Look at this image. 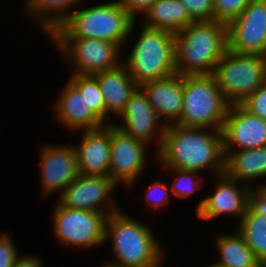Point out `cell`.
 Masks as SVG:
<instances>
[{
    "instance_id": "obj_1",
    "label": "cell",
    "mask_w": 266,
    "mask_h": 267,
    "mask_svg": "<svg viewBox=\"0 0 266 267\" xmlns=\"http://www.w3.org/2000/svg\"><path fill=\"white\" fill-rule=\"evenodd\" d=\"M204 128L169 123L163 135V143L157 153L158 160L166 168L199 172L212 168L217 176L224 174L225 156L222 132H203Z\"/></svg>"
},
{
    "instance_id": "obj_2",
    "label": "cell",
    "mask_w": 266,
    "mask_h": 267,
    "mask_svg": "<svg viewBox=\"0 0 266 267\" xmlns=\"http://www.w3.org/2000/svg\"><path fill=\"white\" fill-rule=\"evenodd\" d=\"M228 49L227 24L192 22L175 35V72L180 75L213 74Z\"/></svg>"
},
{
    "instance_id": "obj_3",
    "label": "cell",
    "mask_w": 266,
    "mask_h": 267,
    "mask_svg": "<svg viewBox=\"0 0 266 267\" xmlns=\"http://www.w3.org/2000/svg\"><path fill=\"white\" fill-rule=\"evenodd\" d=\"M135 19L119 0L72 12L57 26L51 38H94L120 48L134 27Z\"/></svg>"
},
{
    "instance_id": "obj_4",
    "label": "cell",
    "mask_w": 266,
    "mask_h": 267,
    "mask_svg": "<svg viewBox=\"0 0 266 267\" xmlns=\"http://www.w3.org/2000/svg\"><path fill=\"white\" fill-rule=\"evenodd\" d=\"M151 231L121 210L108 215L104 241L111 237L118 263L107 264L114 267H160L161 260L164 259L163 251Z\"/></svg>"
},
{
    "instance_id": "obj_5",
    "label": "cell",
    "mask_w": 266,
    "mask_h": 267,
    "mask_svg": "<svg viewBox=\"0 0 266 267\" xmlns=\"http://www.w3.org/2000/svg\"><path fill=\"white\" fill-rule=\"evenodd\" d=\"M229 107L213 74L183 75V110L174 124L222 131Z\"/></svg>"
},
{
    "instance_id": "obj_6",
    "label": "cell",
    "mask_w": 266,
    "mask_h": 267,
    "mask_svg": "<svg viewBox=\"0 0 266 267\" xmlns=\"http://www.w3.org/2000/svg\"><path fill=\"white\" fill-rule=\"evenodd\" d=\"M142 28L129 58L123 62L138 86L176 74L175 34L146 26Z\"/></svg>"
},
{
    "instance_id": "obj_7",
    "label": "cell",
    "mask_w": 266,
    "mask_h": 267,
    "mask_svg": "<svg viewBox=\"0 0 266 267\" xmlns=\"http://www.w3.org/2000/svg\"><path fill=\"white\" fill-rule=\"evenodd\" d=\"M213 75L228 103L242 104L266 81V56L227 49Z\"/></svg>"
},
{
    "instance_id": "obj_8",
    "label": "cell",
    "mask_w": 266,
    "mask_h": 267,
    "mask_svg": "<svg viewBox=\"0 0 266 267\" xmlns=\"http://www.w3.org/2000/svg\"><path fill=\"white\" fill-rule=\"evenodd\" d=\"M56 206L54 233L60 242L88 248L105 242L104 229L108 213L67 208L60 203Z\"/></svg>"
},
{
    "instance_id": "obj_9",
    "label": "cell",
    "mask_w": 266,
    "mask_h": 267,
    "mask_svg": "<svg viewBox=\"0 0 266 267\" xmlns=\"http://www.w3.org/2000/svg\"><path fill=\"white\" fill-rule=\"evenodd\" d=\"M70 62L75 64L74 74L95 75L118 67L120 47L113 42L94 38H52ZM119 63H118V61Z\"/></svg>"
},
{
    "instance_id": "obj_10",
    "label": "cell",
    "mask_w": 266,
    "mask_h": 267,
    "mask_svg": "<svg viewBox=\"0 0 266 267\" xmlns=\"http://www.w3.org/2000/svg\"><path fill=\"white\" fill-rule=\"evenodd\" d=\"M228 49L266 56V0L251 1L227 24Z\"/></svg>"
},
{
    "instance_id": "obj_11",
    "label": "cell",
    "mask_w": 266,
    "mask_h": 267,
    "mask_svg": "<svg viewBox=\"0 0 266 267\" xmlns=\"http://www.w3.org/2000/svg\"><path fill=\"white\" fill-rule=\"evenodd\" d=\"M147 145L123 133L111 123L109 177L116 183H134L144 169Z\"/></svg>"
},
{
    "instance_id": "obj_12",
    "label": "cell",
    "mask_w": 266,
    "mask_h": 267,
    "mask_svg": "<svg viewBox=\"0 0 266 267\" xmlns=\"http://www.w3.org/2000/svg\"><path fill=\"white\" fill-rule=\"evenodd\" d=\"M115 187L116 183L109 176H86L79 174L60 193L59 203L67 208L108 213L110 215L119 210L114 206V203L111 204L113 201L109 200V193L112 194L111 191ZM104 201H108L109 211H103L101 206H99Z\"/></svg>"
},
{
    "instance_id": "obj_13",
    "label": "cell",
    "mask_w": 266,
    "mask_h": 267,
    "mask_svg": "<svg viewBox=\"0 0 266 267\" xmlns=\"http://www.w3.org/2000/svg\"><path fill=\"white\" fill-rule=\"evenodd\" d=\"M223 151L266 146V120L251 114L241 104L230 105L222 128Z\"/></svg>"
},
{
    "instance_id": "obj_14",
    "label": "cell",
    "mask_w": 266,
    "mask_h": 267,
    "mask_svg": "<svg viewBox=\"0 0 266 267\" xmlns=\"http://www.w3.org/2000/svg\"><path fill=\"white\" fill-rule=\"evenodd\" d=\"M123 118L124 126L115 125L123 133L133 137L136 140L142 141L147 144L150 143L154 132L160 133L158 152L163 143V135L165 133L167 122L161 123L160 127H157L158 120H160L157 113L152 108L151 104L147 100V96L144 91L138 86L135 91L130 95L124 110L119 115ZM157 128V130L155 129ZM159 128V129H158ZM159 131V132H158Z\"/></svg>"
},
{
    "instance_id": "obj_15",
    "label": "cell",
    "mask_w": 266,
    "mask_h": 267,
    "mask_svg": "<svg viewBox=\"0 0 266 267\" xmlns=\"http://www.w3.org/2000/svg\"><path fill=\"white\" fill-rule=\"evenodd\" d=\"M41 177L44 195L64 190L78 175L77 156L67 145L46 146L41 150Z\"/></svg>"
},
{
    "instance_id": "obj_16",
    "label": "cell",
    "mask_w": 266,
    "mask_h": 267,
    "mask_svg": "<svg viewBox=\"0 0 266 267\" xmlns=\"http://www.w3.org/2000/svg\"><path fill=\"white\" fill-rule=\"evenodd\" d=\"M79 146H74L79 174L109 176L111 124L92 130H84Z\"/></svg>"
},
{
    "instance_id": "obj_17",
    "label": "cell",
    "mask_w": 266,
    "mask_h": 267,
    "mask_svg": "<svg viewBox=\"0 0 266 267\" xmlns=\"http://www.w3.org/2000/svg\"><path fill=\"white\" fill-rule=\"evenodd\" d=\"M220 182L212 195L206 196L197 206V215L201 219H213L220 214H236L242 218L249 208V185L237 188L238 181L230 179L225 173L219 175Z\"/></svg>"
},
{
    "instance_id": "obj_18",
    "label": "cell",
    "mask_w": 266,
    "mask_h": 267,
    "mask_svg": "<svg viewBox=\"0 0 266 267\" xmlns=\"http://www.w3.org/2000/svg\"><path fill=\"white\" fill-rule=\"evenodd\" d=\"M139 87L159 118L164 117L169 122L174 120V123L180 118L183 110V75L174 74L162 80L146 82Z\"/></svg>"
},
{
    "instance_id": "obj_19",
    "label": "cell",
    "mask_w": 266,
    "mask_h": 267,
    "mask_svg": "<svg viewBox=\"0 0 266 267\" xmlns=\"http://www.w3.org/2000/svg\"><path fill=\"white\" fill-rule=\"evenodd\" d=\"M94 76L98 80L105 101L106 116H109L107 115L109 112L120 115L130 95L138 87L126 66L121 62L118 67Z\"/></svg>"
},
{
    "instance_id": "obj_20",
    "label": "cell",
    "mask_w": 266,
    "mask_h": 267,
    "mask_svg": "<svg viewBox=\"0 0 266 267\" xmlns=\"http://www.w3.org/2000/svg\"><path fill=\"white\" fill-rule=\"evenodd\" d=\"M56 103V111L60 121L69 129L92 130L104 124L86 106L84 97L69 82Z\"/></svg>"
},
{
    "instance_id": "obj_21",
    "label": "cell",
    "mask_w": 266,
    "mask_h": 267,
    "mask_svg": "<svg viewBox=\"0 0 266 267\" xmlns=\"http://www.w3.org/2000/svg\"><path fill=\"white\" fill-rule=\"evenodd\" d=\"M224 173L232 180L243 181L266 176V146L224 152Z\"/></svg>"
},
{
    "instance_id": "obj_22",
    "label": "cell",
    "mask_w": 266,
    "mask_h": 267,
    "mask_svg": "<svg viewBox=\"0 0 266 267\" xmlns=\"http://www.w3.org/2000/svg\"><path fill=\"white\" fill-rule=\"evenodd\" d=\"M144 14V26L175 35L194 22L180 0H156Z\"/></svg>"
},
{
    "instance_id": "obj_23",
    "label": "cell",
    "mask_w": 266,
    "mask_h": 267,
    "mask_svg": "<svg viewBox=\"0 0 266 267\" xmlns=\"http://www.w3.org/2000/svg\"><path fill=\"white\" fill-rule=\"evenodd\" d=\"M218 236L216 242L221 260L217 264L225 267H262L239 233Z\"/></svg>"
},
{
    "instance_id": "obj_24",
    "label": "cell",
    "mask_w": 266,
    "mask_h": 267,
    "mask_svg": "<svg viewBox=\"0 0 266 267\" xmlns=\"http://www.w3.org/2000/svg\"><path fill=\"white\" fill-rule=\"evenodd\" d=\"M237 232L254 252L261 264L266 262V216L255 213L250 207L240 218Z\"/></svg>"
},
{
    "instance_id": "obj_25",
    "label": "cell",
    "mask_w": 266,
    "mask_h": 267,
    "mask_svg": "<svg viewBox=\"0 0 266 267\" xmlns=\"http://www.w3.org/2000/svg\"><path fill=\"white\" fill-rule=\"evenodd\" d=\"M81 0H27V9L29 14H41L39 18L46 33L50 34L57 26H59L70 13H65L68 7L78 4ZM29 8V9H28ZM53 11V13H52ZM56 12V13H55ZM62 12V13H61ZM49 15H47V14ZM53 14V16L51 17ZM45 14V15H44ZM46 16V17H45Z\"/></svg>"
},
{
    "instance_id": "obj_26",
    "label": "cell",
    "mask_w": 266,
    "mask_h": 267,
    "mask_svg": "<svg viewBox=\"0 0 266 267\" xmlns=\"http://www.w3.org/2000/svg\"><path fill=\"white\" fill-rule=\"evenodd\" d=\"M69 82L84 97L86 106L93 114L102 122L106 117L105 101L98 84V80L94 75L73 74Z\"/></svg>"
},
{
    "instance_id": "obj_27",
    "label": "cell",
    "mask_w": 266,
    "mask_h": 267,
    "mask_svg": "<svg viewBox=\"0 0 266 267\" xmlns=\"http://www.w3.org/2000/svg\"><path fill=\"white\" fill-rule=\"evenodd\" d=\"M253 0H213L214 20L228 24Z\"/></svg>"
},
{
    "instance_id": "obj_28",
    "label": "cell",
    "mask_w": 266,
    "mask_h": 267,
    "mask_svg": "<svg viewBox=\"0 0 266 267\" xmlns=\"http://www.w3.org/2000/svg\"><path fill=\"white\" fill-rule=\"evenodd\" d=\"M194 22L214 20L213 0H180Z\"/></svg>"
},
{
    "instance_id": "obj_29",
    "label": "cell",
    "mask_w": 266,
    "mask_h": 267,
    "mask_svg": "<svg viewBox=\"0 0 266 267\" xmlns=\"http://www.w3.org/2000/svg\"><path fill=\"white\" fill-rule=\"evenodd\" d=\"M176 171L177 177L173 182L172 191L178 197H188L196 190V182L193 179L196 171L182 170L179 168H170Z\"/></svg>"
},
{
    "instance_id": "obj_30",
    "label": "cell",
    "mask_w": 266,
    "mask_h": 267,
    "mask_svg": "<svg viewBox=\"0 0 266 267\" xmlns=\"http://www.w3.org/2000/svg\"><path fill=\"white\" fill-rule=\"evenodd\" d=\"M241 105L251 114L266 120V81Z\"/></svg>"
},
{
    "instance_id": "obj_31",
    "label": "cell",
    "mask_w": 266,
    "mask_h": 267,
    "mask_svg": "<svg viewBox=\"0 0 266 267\" xmlns=\"http://www.w3.org/2000/svg\"><path fill=\"white\" fill-rule=\"evenodd\" d=\"M7 234L0 237V267H14L19 256L16 247Z\"/></svg>"
},
{
    "instance_id": "obj_32",
    "label": "cell",
    "mask_w": 266,
    "mask_h": 267,
    "mask_svg": "<svg viewBox=\"0 0 266 267\" xmlns=\"http://www.w3.org/2000/svg\"><path fill=\"white\" fill-rule=\"evenodd\" d=\"M156 189L157 191L161 190L162 193L160 192L161 193L160 196L157 195ZM168 190L169 187H167V185H165L164 183L161 184L160 182H155L154 184L150 185L146 193V199L148 203L150 205L152 204V206H154V209L164 205L168 201L169 197Z\"/></svg>"
},
{
    "instance_id": "obj_33",
    "label": "cell",
    "mask_w": 266,
    "mask_h": 267,
    "mask_svg": "<svg viewBox=\"0 0 266 267\" xmlns=\"http://www.w3.org/2000/svg\"><path fill=\"white\" fill-rule=\"evenodd\" d=\"M249 207L255 213L266 216V184L258 187L257 191H251L249 195Z\"/></svg>"
},
{
    "instance_id": "obj_34",
    "label": "cell",
    "mask_w": 266,
    "mask_h": 267,
    "mask_svg": "<svg viewBox=\"0 0 266 267\" xmlns=\"http://www.w3.org/2000/svg\"><path fill=\"white\" fill-rule=\"evenodd\" d=\"M156 0H119V3L136 19V13L143 14L153 5Z\"/></svg>"
},
{
    "instance_id": "obj_35",
    "label": "cell",
    "mask_w": 266,
    "mask_h": 267,
    "mask_svg": "<svg viewBox=\"0 0 266 267\" xmlns=\"http://www.w3.org/2000/svg\"><path fill=\"white\" fill-rule=\"evenodd\" d=\"M14 267H42L40 259L32 256L17 258Z\"/></svg>"
},
{
    "instance_id": "obj_36",
    "label": "cell",
    "mask_w": 266,
    "mask_h": 267,
    "mask_svg": "<svg viewBox=\"0 0 266 267\" xmlns=\"http://www.w3.org/2000/svg\"><path fill=\"white\" fill-rule=\"evenodd\" d=\"M208 267H225V266H222V265H219V264L215 263L212 266H208Z\"/></svg>"
},
{
    "instance_id": "obj_37",
    "label": "cell",
    "mask_w": 266,
    "mask_h": 267,
    "mask_svg": "<svg viewBox=\"0 0 266 267\" xmlns=\"http://www.w3.org/2000/svg\"><path fill=\"white\" fill-rule=\"evenodd\" d=\"M103 267H114V266H111V265L107 264V265H105Z\"/></svg>"
},
{
    "instance_id": "obj_38",
    "label": "cell",
    "mask_w": 266,
    "mask_h": 267,
    "mask_svg": "<svg viewBox=\"0 0 266 267\" xmlns=\"http://www.w3.org/2000/svg\"><path fill=\"white\" fill-rule=\"evenodd\" d=\"M262 267H266V262L262 264Z\"/></svg>"
}]
</instances>
